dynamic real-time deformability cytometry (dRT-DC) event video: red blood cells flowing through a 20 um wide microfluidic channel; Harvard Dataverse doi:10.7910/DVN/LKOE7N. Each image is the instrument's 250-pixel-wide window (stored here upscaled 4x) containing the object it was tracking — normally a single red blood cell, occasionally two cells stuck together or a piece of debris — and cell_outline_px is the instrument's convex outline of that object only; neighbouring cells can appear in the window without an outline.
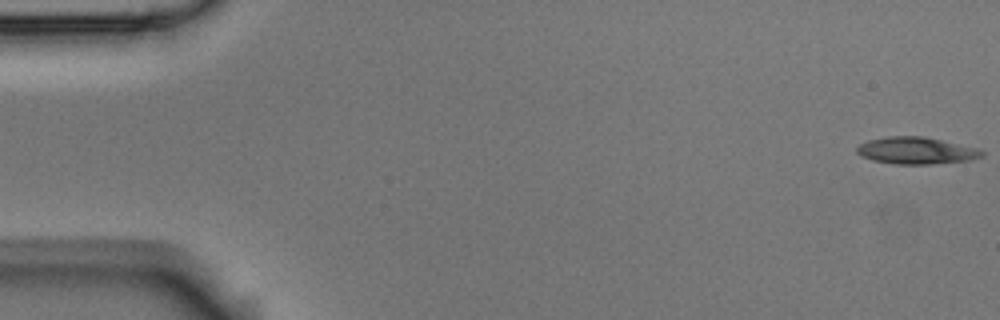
{"species": "Egyptian fruit bat (a non-hibernating species)", "species_latin": "Rousettus aegyptiacus", "temperature_condition": "room temperature", "stored_images_in_passage": 58, "camera_frame_rate_fps": 3000, "um_per_image_px": 0.085, "animal": {"sex": "male"}, "frame": {"image": 1, "passage_image": 1, "time_ms": 0.0, "image_size_px": [1000, 320], "cell_outline_px": [[984, 156], [972, 160], [928, 164], [896, 164], [872, 160], [860, 156], [856, 152], [856, 148], [860, 144], [868, 140], [888, 136], [924, 136], [980, 148], [984, 152]], "centroid_in_image_um": [77.9, 12.8], "position_along_channel_um": 7.1, "area_um2": 19.83}}
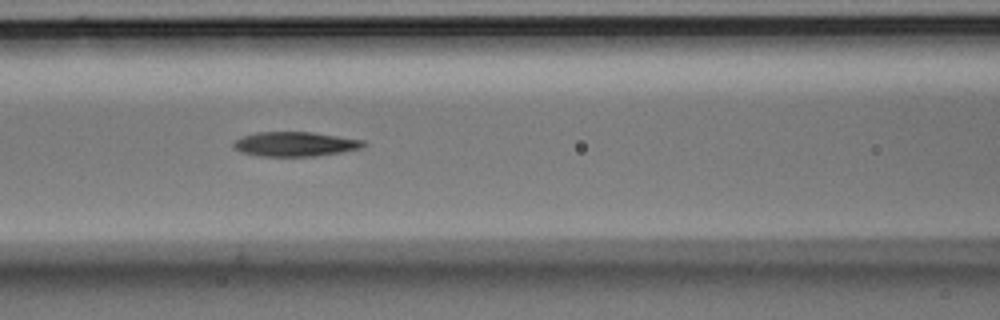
{"frame": {"image": 2, "passage_image": 24, "time_ms": 7.667, "image_size_px": [1000, 320], "cell_outline_px": [[368, 144], [360, 148], [340, 152], [312, 156], [260, 156], [244, 152], [236, 148], [232, 144], [236, 140], [244, 136], [256, 132], [312, 132], [364, 140]], "centroid_in_image_um": [25.12, 12.24], "position_along_channel_um": 141.5, "area_um2": 18.26}}
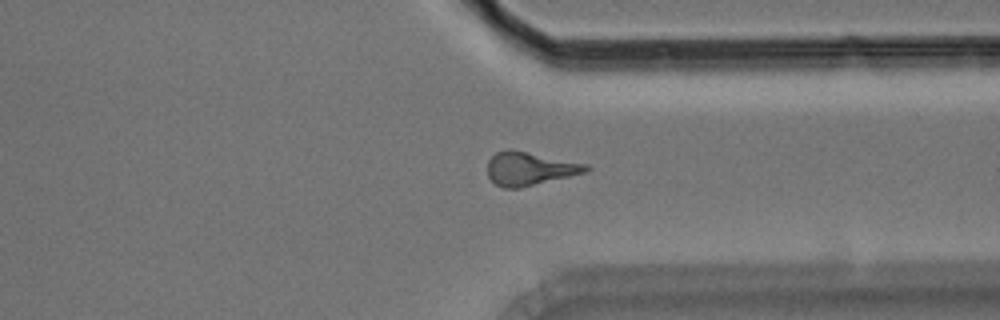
{"frame": {"image": 3, "passage_image": 43, "time_ms": 14.0, "image_size_px": [1000, 320], "cell_outline_px": [[592, 168], [584, 172], [520, 188], [504, 188], [496, 184], [488, 176], [488, 160], [496, 152], [508, 148], [512, 148], [588, 164]], "centroid_in_image_um": [45.0, 14.3], "position_along_channel_um": 366.4, "area_um2": 19.19}, "authors_computed_cell_mechanics": {"area_um2": 18.5538, "velocity_mm_per_s": 3.5598, "shape_relaxation_time_tau1_ms": 7.8491, "shape_relaxation_time_tau2_ms": 7.2157, "deformation_change_tau1": 0.2106, "deformation_change_tau2": 0.2011}}